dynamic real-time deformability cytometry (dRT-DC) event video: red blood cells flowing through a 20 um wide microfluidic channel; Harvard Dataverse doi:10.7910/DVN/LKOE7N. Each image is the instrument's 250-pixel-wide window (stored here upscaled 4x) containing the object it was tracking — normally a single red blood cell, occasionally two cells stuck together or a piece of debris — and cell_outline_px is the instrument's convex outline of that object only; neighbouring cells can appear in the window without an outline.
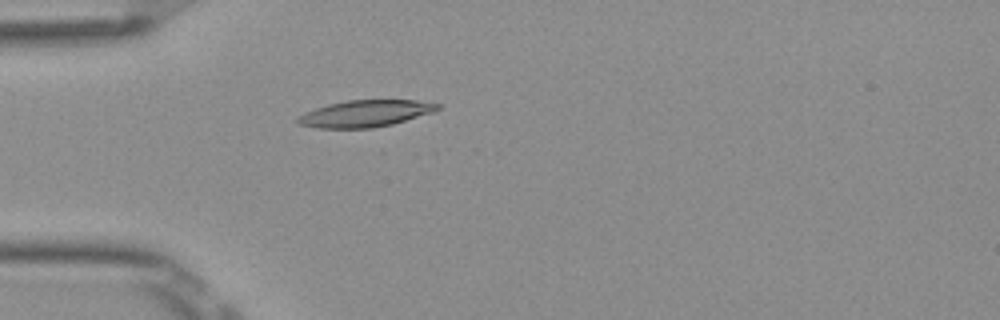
{"species": "Egyptian fruit bat (a non-hibernating species)", "species_latin": "Rousettus aegyptiacus", "temperature_condition": "room temperature", "stored_images_in_passage": 52, "camera_frame_rate_fps": 3000, "um_per_image_px": 0.085, "frame": {"image": 1, "passage_image": 15, "time_ms": 4.667, "image_size_px": [1000, 320], "cell_outline_px": [[440, 108], [432, 112], [392, 124], [372, 128], [316, 128], [300, 124], [296, 120], [304, 112], [328, 104], [348, 100], [416, 100], [440, 104]], "centroid_in_image_um": [31.03, 9.65], "position_along_channel_um": 54.0, "area_um2": 21.56}}
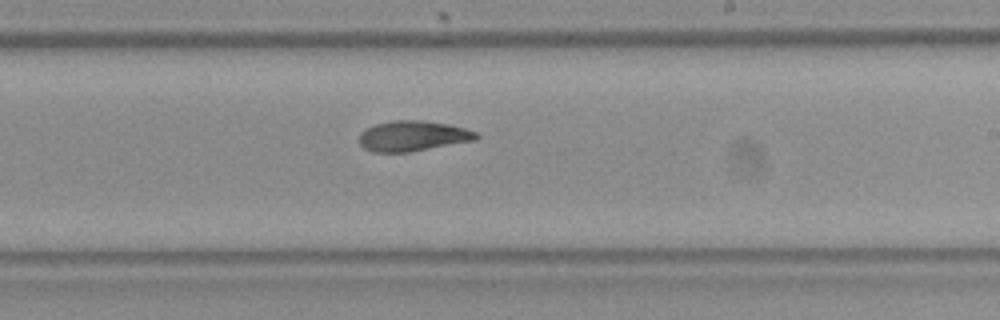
{"frame": {"image": 2, "passage_image": 31, "time_ms": 10.0, "image_size_px": [1000, 320], "cell_outline_px": [[480, 136], [476, 140], [408, 152], [372, 152], [364, 148], [360, 144], [360, 132], [376, 124], [392, 120], [424, 120], [448, 124], [464, 128], [476, 132]], "centroid_in_image_um": [35.09, 11.55], "position_along_channel_um": 253.9, "area_um2": 20.63}}
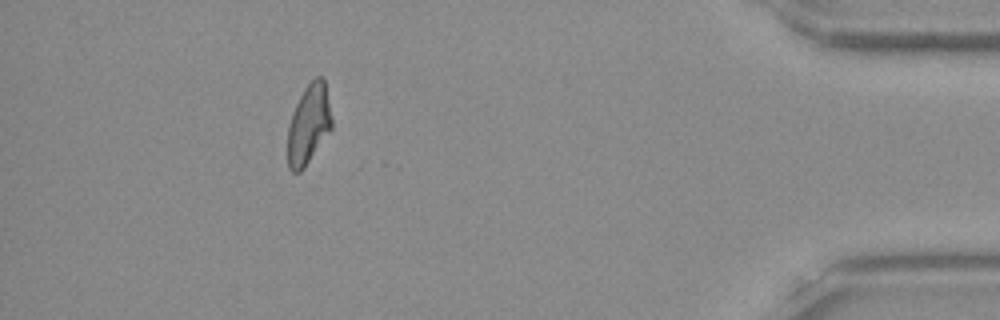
{"frame": {"image": 3, "passage_image": 47, "time_ms": 15.333, "image_size_px": [1000, 320], "cell_outline_px": [[332, 128], [312, 168], [300, 172], [292, 172], [288, 168], [288, 128], [292, 112], [304, 88], [316, 76], [324, 76], [332, 120]], "centroid_in_image_um": [26.27, 10.72], "position_along_channel_um": 408.9, "area_um2": 21.68}, "authors_computed_cell_mechanics": {"area_um2": 21.2415, "velocity_mm_per_s": 3.9101, "shape_relaxation_time_tau1_ms": 9.6251, "shape_relaxation_time_tau2_ms": 5.2399, "deformation_change_tau1": 0.2327, "deformation_change_tau2": 0.1243}}